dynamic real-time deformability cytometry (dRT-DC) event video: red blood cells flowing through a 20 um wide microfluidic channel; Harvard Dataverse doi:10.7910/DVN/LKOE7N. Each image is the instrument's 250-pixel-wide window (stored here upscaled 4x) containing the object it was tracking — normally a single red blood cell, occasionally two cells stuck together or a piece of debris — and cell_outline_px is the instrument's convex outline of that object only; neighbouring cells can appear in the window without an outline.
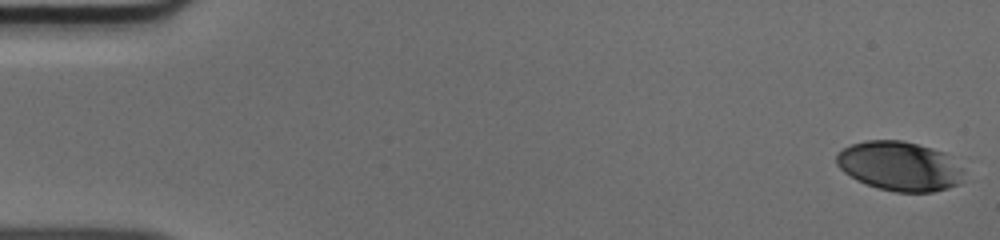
{"species": "human", "species_latin": "Homo sapiens", "temperature_condition": "cold", "stored_images_in_passage": 51, "camera_frame_rate_fps": 3000, "um_per_image_px": 0.085, "donor": {"sex": "male"}, "frame": {"image": 1, "passage_image": 1, "time_ms": 0.0, "image_size_px": [1000, 240], "cell_outline_px": [[964, 172], [960, 184], [948, 188], [932, 192], [896, 192], [876, 188], [856, 180], [844, 172], [836, 164], [836, 156], [844, 148], [852, 144], [864, 140], [904, 140], [932, 148], [944, 152], [964, 168]], "centroid_in_image_um": [76.48, 14.12], "position_along_channel_um": 8.5, "area_um2": 36.93}}
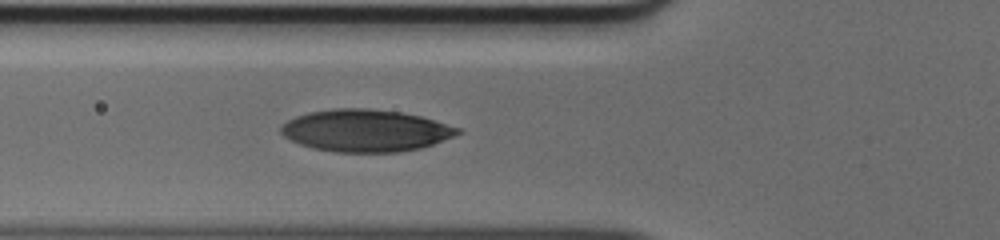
{"frame": {"image": 2, "passage_image": 19, "time_ms": 6.0, "image_size_px": [1000, 240], "cell_outline_px": [[464, 132], [456, 136], [420, 148], [400, 152], [336, 152], [312, 148], [300, 144], [284, 136], [280, 132], [280, 124], [296, 116], [308, 112], [336, 108], [368, 108], [400, 112], [420, 116], [460, 128]], "centroid_in_image_um": [31.07, 11.1], "position_along_channel_um": 94.7, "area_um2": 43.47}}
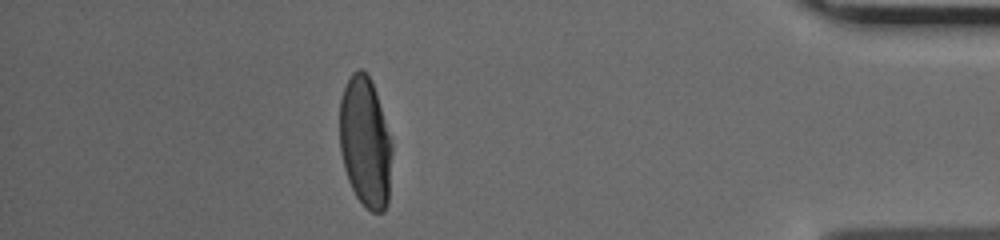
{"frame": {"image": 3, "passage_image": 45, "time_ms": 14.667, "image_size_px": [1000, 240], "cell_outline_px": [[392, 152], [388, 204], [384, 212], [372, 212], [364, 208], [356, 196], [348, 180], [344, 168], [340, 152], [340, 100], [344, 88], [352, 72], [360, 68], [368, 76], [376, 92], [392, 144]], "centroid_in_image_um": [31.05, 12.15], "position_along_channel_um": 404.2, "area_um2": 39.82}}